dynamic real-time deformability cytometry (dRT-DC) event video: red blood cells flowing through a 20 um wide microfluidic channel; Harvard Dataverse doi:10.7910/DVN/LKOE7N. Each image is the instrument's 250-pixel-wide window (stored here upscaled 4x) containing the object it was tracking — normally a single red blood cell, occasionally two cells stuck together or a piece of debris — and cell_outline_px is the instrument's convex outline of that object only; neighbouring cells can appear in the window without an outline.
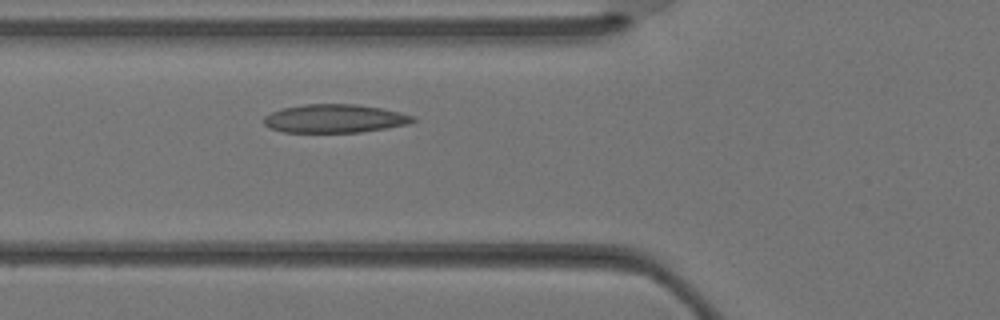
{"species": "Egyptian fruit bat (a non-hibernating species)", "species_latin": "Rousettus aegyptiacus", "temperature_condition": "warm", "stored_images_in_passage": 5, "camera_frame_rate_fps": 3000, "um_per_image_px": 0.085, "animal": {"sex": "female"}, "frame": {"image": 1, "passage_image": 4, "time_ms": 1.0, "image_size_px": [1000, 320], "cell_outline_px": [[416, 120], [408, 124], [388, 128], [360, 132], [284, 132], [268, 128], [264, 124], [264, 116], [272, 112], [284, 108], [304, 104], [356, 104], [380, 108], [400, 112], [412, 116]], "centroid_in_image_um": [28.43, 10.08], "position_along_channel_um": 97.4, "area_um2": 24.62}}